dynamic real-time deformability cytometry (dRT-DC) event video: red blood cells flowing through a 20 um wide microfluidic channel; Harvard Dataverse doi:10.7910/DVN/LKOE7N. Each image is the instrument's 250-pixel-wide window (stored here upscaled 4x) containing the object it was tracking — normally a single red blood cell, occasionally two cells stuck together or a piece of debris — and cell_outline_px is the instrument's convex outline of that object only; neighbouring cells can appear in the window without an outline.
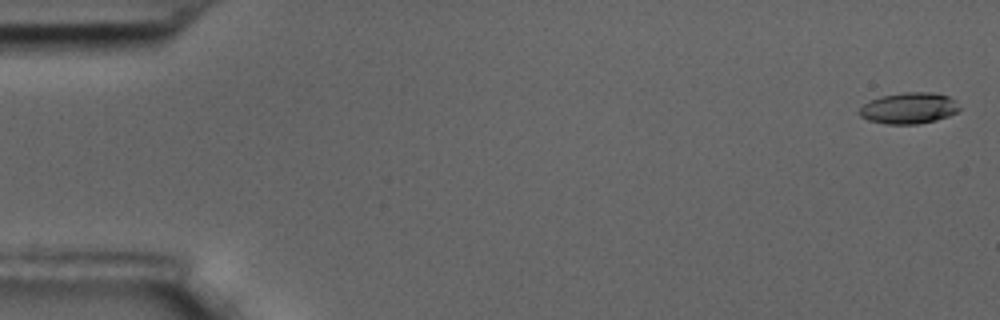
{"species": "common noctule bat (a hibernating species)", "species_latin": "Nyctalus noctula", "temperature_condition": "room temperature", "stored_images_in_passage": 59, "camera_frame_rate_fps": 3000, "um_per_image_px": 0.085, "animal": {"sex": "male", "body_mass_g": 17.5, "forearm_length_mm": 52.3}, "frame": {"image": 1, "passage_image": 2, "time_ms": 0.333, "image_size_px": [1000, 320], "cell_outline_px": [[960, 108], [956, 112], [948, 116], [936, 120], [920, 124], [884, 124], [868, 120], [860, 116], [856, 112], [868, 100], [880, 96], [904, 92], [932, 92], [948, 96], [956, 100]], "centroid_in_image_um": [77.23, 9.19], "position_along_channel_um": 7.8, "area_um2": 18.44}}
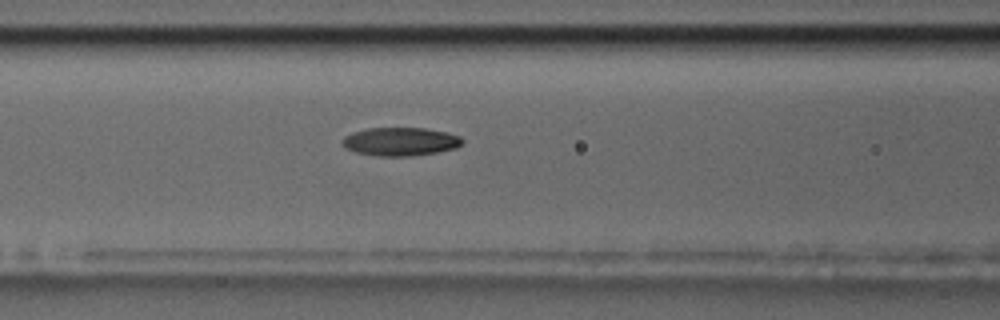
{"frame": {"image": 2, "passage_image": 25, "time_ms": 8.0, "image_size_px": [1000, 320], "cell_outline_px": [[464, 140], [456, 148], [436, 152], [412, 156], [376, 156], [356, 152], [344, 148], [340, 144], [340, 140], [344, 136], [352, 132], [368, 128], [424, 128], [448, 132], [460, 136]], "centroid_in_image_um": [33.98, 12.03], "position_along_channel_um": 132.6, "area_um2": 20.06}}
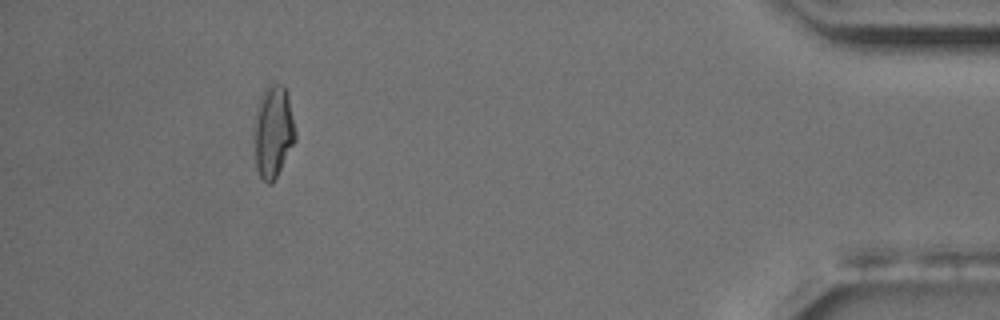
{"frame": {"image": 3, "passage_image": 54, "time_ms": 17.667, "image_size_px": [1000, 320], "cell_outline_px": [[296, 140], [272, 184], [268, 184], [260, 176], [256, 168], [252, 124], [256, 104], [264, 88], [272, 80], [284, 84], [288, 96], [296, 132]], "centroid_in_image_um": [23.18, 11.11], "position_along_channel_um": 412.0, "area_um2": 23.0}, "authors_computed_cell_mechanics": {"area_um2": 19.652, "velocity_mm_per_s": 3.5106, "shape_relaxation_time_tau1_ms": 8.9453, "shape_relaxation_time_tau2_ms": 3.2928, "deformation_change_tau1": 0.2197, "deformation_change_tau2": 0.0973}}